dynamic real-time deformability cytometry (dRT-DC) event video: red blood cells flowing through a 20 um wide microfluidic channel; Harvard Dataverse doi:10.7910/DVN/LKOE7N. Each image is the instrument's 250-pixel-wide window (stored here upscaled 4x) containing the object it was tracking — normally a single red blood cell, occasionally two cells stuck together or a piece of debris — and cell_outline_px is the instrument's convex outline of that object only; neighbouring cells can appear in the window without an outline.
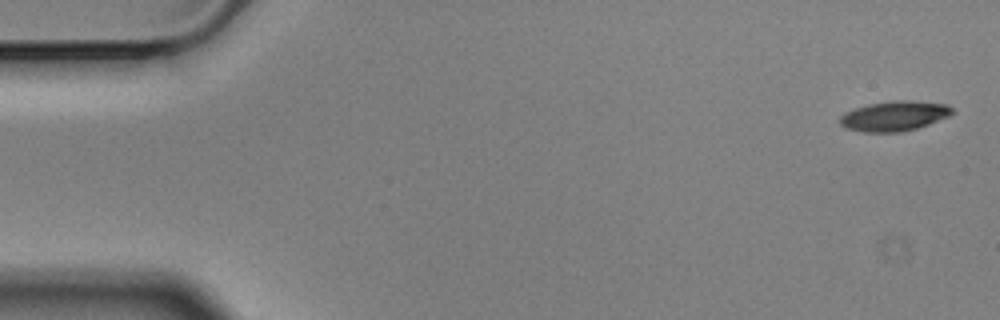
{"species": "Egyptian fruit bat (a non-hibernating species)", "species_latin": "Rousettus aegyptiacus", "temperature_condition": "cold", "stored_images_in_passage": 4, "camera_frame_rate_fps": 3000, "um_per_image_px": 0.085, "animal": {"sex": "male"}, "frame": {"image": 1, "passage_image": 1, "time_ms": 0.0, "image_size_px": [1000, 320], "cell_outline_px": [[956, 112], [948, 116], [928, 124], [916, 128], [900, 132], [864, 132], [848, 128], [840, 124], [840, 116], [844, 112], [868, 104], [892, 100], [912, 100], [948, 104]], "centroid_in_image_um": [76.04, 9.84], "position_along_channel_um": 9.0, "area_um2": 19.59}}